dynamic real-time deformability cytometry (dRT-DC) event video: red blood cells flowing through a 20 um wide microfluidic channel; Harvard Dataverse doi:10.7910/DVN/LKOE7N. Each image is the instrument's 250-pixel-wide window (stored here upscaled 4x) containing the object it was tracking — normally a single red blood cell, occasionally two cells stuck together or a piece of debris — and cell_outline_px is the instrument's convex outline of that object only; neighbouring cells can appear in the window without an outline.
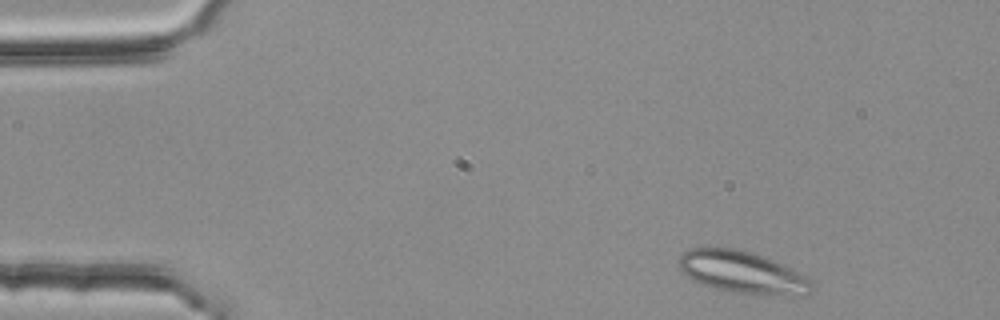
{"species": "common noctule bat (a hibernating species)", "species_latin": "Nyctalus noctula", "temperature_condition": "room temperature", "stored_images_in_passage": 4, "camera_frame_rate_fps": 3000, "um_per_image_px": 0.085, "animal": {"sex": "female", "body_mass_g": 25.1}, "frame": {"image": 1, "passage_image": 1, "time_ms": 0.0, "image_size_px": [1000, 320], "cell_outline_px": [[812, 288], [808, 296], [772, 296], [736, 292], [716, 288], [700, 284], [692, 280], [676, 264], [676, 260], [684, 252], [692, 248], [736, 248], [752, 252], [772, 260], [808, 276], [812, 280]], "centroid_in_image_um": [63.14, 23.17], "position_along_channel_um": 21.9, "area_um2": 32.89}}